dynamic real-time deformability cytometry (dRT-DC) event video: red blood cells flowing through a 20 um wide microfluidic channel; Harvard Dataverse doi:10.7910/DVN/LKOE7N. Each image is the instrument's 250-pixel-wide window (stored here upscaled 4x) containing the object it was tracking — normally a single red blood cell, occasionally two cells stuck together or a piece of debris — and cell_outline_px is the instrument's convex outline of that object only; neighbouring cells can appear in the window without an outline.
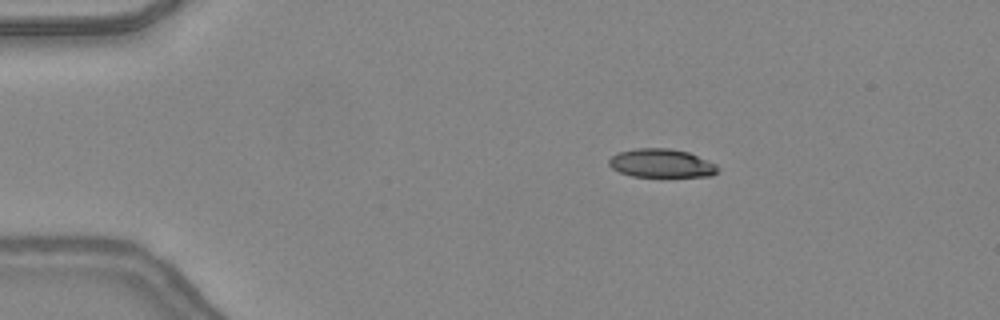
{"species": "common noctule bat (a hibernating species)", "species_latin": "Nyctalus noctula", "temperature_condition": "warm", "stored_images_in_passage": 48, "camera_frame_rate_fps": 3000, "um_per_image_px": 0.085, "animal": {"sex": "female", "body_mass_g": 24.6, "forearm_length_mm": 56.2}, "frame": {"image": 1, "passage_image": 9, "time_ms": 2.667, "image_size_px": [1000, 320], "cell_outline_px": [[720, 168], [712, 176], [632, 176], [620, 172], [612, 168], [608, 164], [608, 160], [612, 156], [620, 152], [636, 148], [668, 148], [688, 152], [716, 164]], "centroid_in_image_um": [56.22, 13.87], "position_along_channel_um": 28.8, "area_um2": 17.92}}
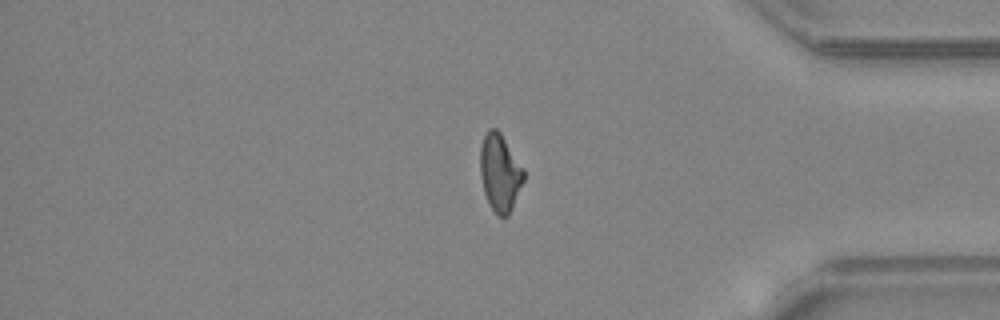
{"frame": {"image": 2, "passage_image": 40, "time_ms": 13.0, "image_size_px": [1000, 320], "cell_outline_px": [[524, 180], [512, 208], [508, 216], [496, 216], [484, 192], [480, 172], [480, 148], [484, 136], [488, 128], [496, 128], [500, 132], [524, 168]], "centroid_in_image_um": [42.5, 14.66], "position_along_channel_um": 392.7, "area_um2": 19.54}}
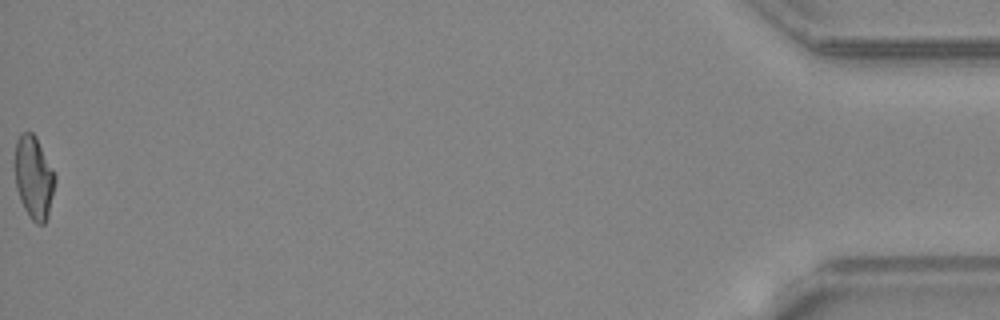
{"frame": {"image": 3, "passage_image": 48, "time_ms": 15.667, "image_size_px": [1000, 320], "cell_outline_px": [[56, 180], [48, 216], [44, 224], [36, 224], [28, 216], [20, 200], [16, 188], [16, 140], [20, 132], [32, 132], [36, 136], [56, 176]], "centroid_in_image_um": [2.88, 15.1], "position_along_channel_um": 432.3, "area_um2": 19.31}, "authors_computed_cell_mechanics": {"area_um2": 19.5364, "velocity_mm_per_s": 4.3956, "shape_relaxation_time_tau1_ms": null, "shape_relaxation_time_tau2_ms": 3.1127, "deformation_change_tau1": null, "deformation_change_tau2": 0.1246}}